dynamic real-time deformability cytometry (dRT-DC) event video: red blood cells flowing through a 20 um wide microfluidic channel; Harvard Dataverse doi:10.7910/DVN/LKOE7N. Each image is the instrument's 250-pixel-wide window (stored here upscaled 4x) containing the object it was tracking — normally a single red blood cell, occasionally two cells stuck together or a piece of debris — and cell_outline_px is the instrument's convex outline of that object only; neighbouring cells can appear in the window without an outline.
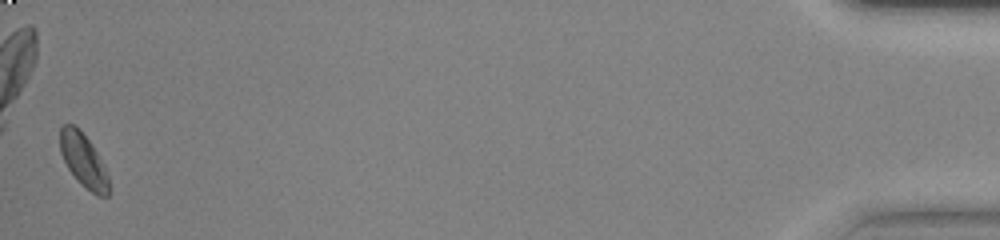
{"species": "common noctule bat (a hibernating species)", "species_latin": "Nyctalus noctula", "temperature_condition": "warm", "stored_images_in_passage": 50, "camera_frame_rate_fps": 3000, "um_per_image_px": 0.085, "animal": {"sex": "female", "body_mass_g": 23.0, "forearm_length_mm": 53.4}, "frame": {"image": 1, "passage_image": 50, "time_ms": 16.333, "image_size_px": [1000, 240], "cell_outline_px": [[112, 188], [108, 196], [96, 196], [80, 184], [68, 168], [60, 152], [60, 128], [64, 124], [72, 124], [88, 140], [104, 164]], "centroid_in_image_um": [7.13, 13.71], "position_along_channel_um": 428.1, "area_um2": 15.2}}